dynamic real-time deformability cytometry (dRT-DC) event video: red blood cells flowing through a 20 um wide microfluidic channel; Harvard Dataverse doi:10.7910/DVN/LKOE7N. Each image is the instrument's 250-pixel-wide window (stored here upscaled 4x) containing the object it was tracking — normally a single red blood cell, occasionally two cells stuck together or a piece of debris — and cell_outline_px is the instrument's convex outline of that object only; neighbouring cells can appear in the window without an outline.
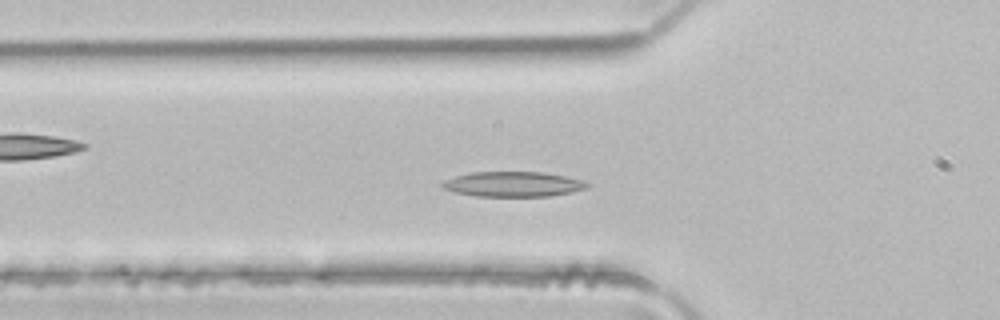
{"species": "common noctule bat (a hibernating species)", "species_latin": "Nyctalus noctula", "temperature_condition": "room temperature", "stored_images_in_passage": 47, "camera_frame_rate_fps": 3000, "um_per_image_px": 0.085, "animal": {"sex": "male", "body_mass_g": 21.5, "forearm_length_mm": 52.0}, "frame": {"image": 1, "passage_image": 13, "time_ms": 4.0, "image_size_px": [1000, 320], "cell_outline_px": [[592, 184], [588, 188], [572, 192], [548, 196], [476, 196], [456, 192], [444, 188], [440, 184], [444, 180], [456, 176], [472, 172], [540, 172], [564, 176], [584, 180]], "centroid_in_image_um": [43.66, 15.65], "position_along_channel_um": 82.1, "area_um2": 21.1}}
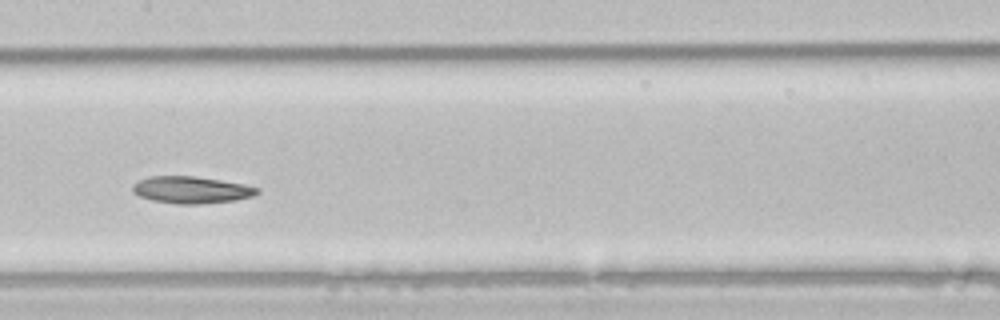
{"frame": {"image": 2, "passage_image": 21, "time_ms": 6.667, "image_size_px": [1000, 320], "cell_outline_px": [[260, 192], [252, 196], [236, 200], [200, 204], [176, 204], [152, 200], [140, 196], [132, 192], [132, 184], [148, 176], [196, 176], [244, 184], [260, 188]], "centroid_in_image_um": [16.26, 16.14], "position_along_channel_um": 191.1, "area_um2": 19.65}}
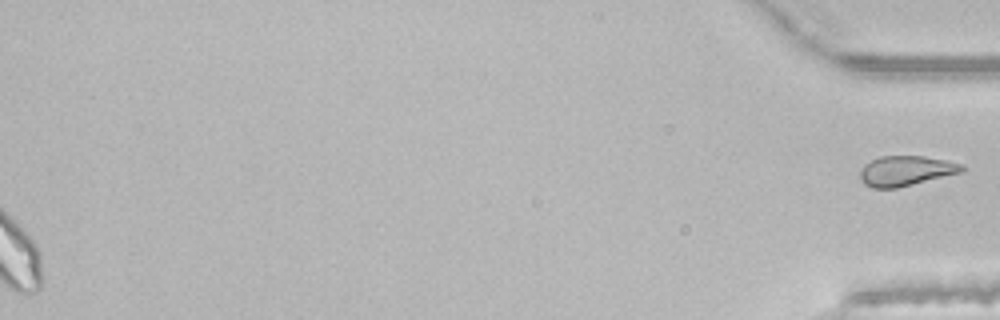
{"frame": {"image": 3, "passage_image": 47, "time_ms": 15.333, "image_size_px": [1000, 320], "cell_outline_px": [[968, 168], [960, 172], [896, 188], [872, 188], [864, 184], [860, 180], [860, 172], [864, 164], [880, 156], [924, 156], [964, 164]], "centroid_in_image_um": [76.98, 14.51], "position_along_channel_um": 358.2, "area_um2": 17.69}}